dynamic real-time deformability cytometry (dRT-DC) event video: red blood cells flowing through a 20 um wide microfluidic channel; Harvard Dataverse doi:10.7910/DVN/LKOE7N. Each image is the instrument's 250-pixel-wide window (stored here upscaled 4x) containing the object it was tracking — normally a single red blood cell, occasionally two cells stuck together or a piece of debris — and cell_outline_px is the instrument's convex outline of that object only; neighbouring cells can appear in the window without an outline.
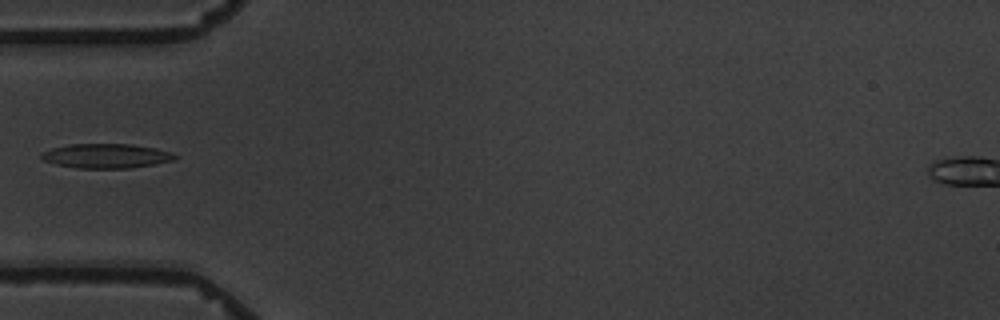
{"species": "common noctule bat (a hibernating species)", "species_latin": "Nyctalus noctula", "temperature_condition": "warm", "stored_images_in_passage": 4, "camera_frame_rate_fps": 3000, "um_per_image_px": 0.085, "animal": {"sex": "male", "body_mass_g": 19.5, "forearm_length_mm": 54.6}, "frame": {"image": 1, "passage_image": 4, "time_ms": 4.333, "image_size_px": [1000, 320], "cell_outline_px": [[176, 160], [156, 164], [132, 168], [76, 168], [56, 164], [44, 160], [40, 156], [40, 152], [52, 148], [72, 144], [132, 144], [156, 148], [168, 152], [176, 156]], "centroid_in_image_um": [9.02, 13.26], "position_along_channel_um": 76.0, "area_um2": 19.02}}